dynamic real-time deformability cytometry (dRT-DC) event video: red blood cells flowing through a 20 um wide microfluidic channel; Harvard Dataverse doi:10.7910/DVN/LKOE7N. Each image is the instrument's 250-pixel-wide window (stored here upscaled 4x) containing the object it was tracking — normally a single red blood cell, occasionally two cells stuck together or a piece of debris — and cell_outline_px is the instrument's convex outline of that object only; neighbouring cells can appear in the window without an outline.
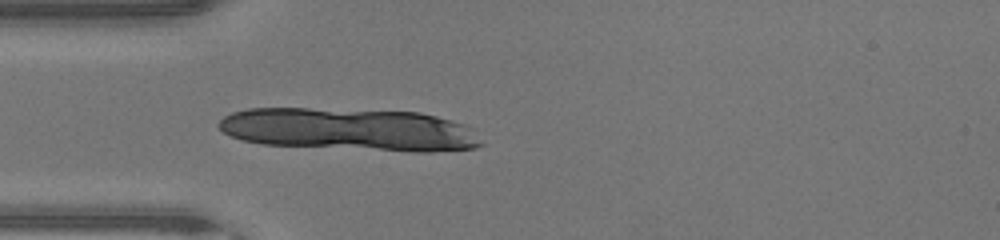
{"species": "human", "species_latin": "Homo sapiens", "temperature_condition": "warm", "stored_images_in_passage": 7, "camera_frame_rate_fps": 3000, "um_per_image_px": 0.085, "donor": {"sex": "male"}, "frame": {"image": 1, "passage_image": 1, "time_ms": 0.0, "image_size_px": [1000, 240], "cell_outline_px": [[484, 144], [476, 148], [432, 152], [412, 152], [260, 144], [240, 140], [224, 132], [216, 124], [224, 116], [232, 112], [248, 108], [308, 108], [420, 112], [452, 120], [464, 124], [472, 128]], "centroid_in_image_um": [29.72, 11.01], "position_along_channel_um": 55.3, "area_um2": 65.72}}